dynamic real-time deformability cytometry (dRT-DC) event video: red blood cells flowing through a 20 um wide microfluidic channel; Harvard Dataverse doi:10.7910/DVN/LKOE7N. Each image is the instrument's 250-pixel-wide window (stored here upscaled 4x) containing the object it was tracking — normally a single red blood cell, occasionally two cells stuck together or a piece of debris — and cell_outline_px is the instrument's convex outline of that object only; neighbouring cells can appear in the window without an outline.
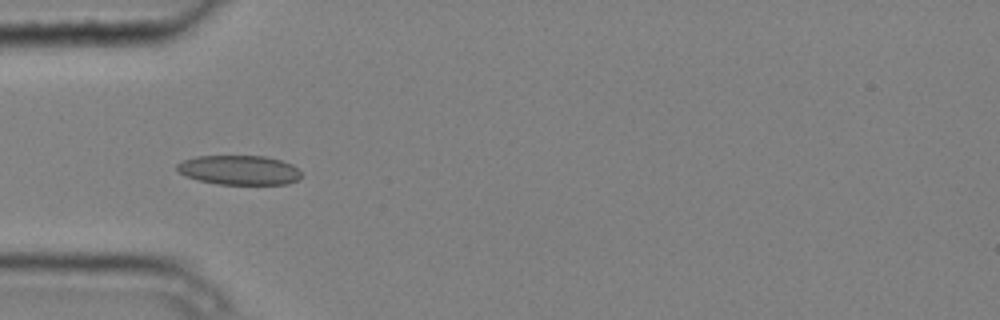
{"species": "common noctule bat (a hibernating species)", "species_latin": "Nyctalus noctula", "temperature_condition": "cold", "stored_images_in_passage": 2, "camera_frame_rate_fps": 3000, "um_per_image_px": 0.085, "animal": {"sex": "male", "body_mass_g": 20.4}, "frame": {"image": 1, "passage_image": 2, "time_ms": 0.333, "image_size_px": [1000, 320], "cell_outline_px": [[300, 180], [288, 184], [216, 184], [184, 176], [176, 168], [176, 164], [184, 160], [196, 156], [264, 156], [280, 160], [292, 164], [300, 172]], "centroid_in_image_um": [20.33, 14.46], "position_along_channel_um": 64.7, "area_um2": 21.33}}